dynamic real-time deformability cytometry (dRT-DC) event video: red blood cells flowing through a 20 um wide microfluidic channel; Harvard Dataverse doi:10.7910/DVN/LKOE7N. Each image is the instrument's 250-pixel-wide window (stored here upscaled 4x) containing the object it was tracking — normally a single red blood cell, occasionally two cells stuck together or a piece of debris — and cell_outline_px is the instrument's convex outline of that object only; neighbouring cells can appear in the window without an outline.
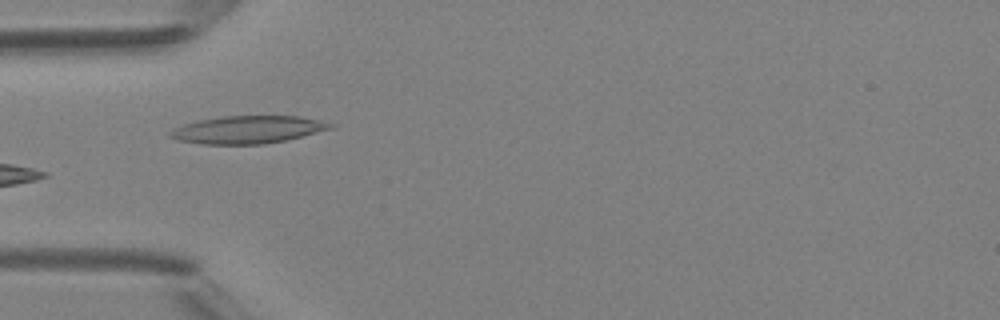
{"species": "Egyptian fruit bat (a non-hibernating species)", "species_latin": "Rousettus aegyptiacus", "temperature_condition": "room temperature", "stored_images_in_passage": 6, "camera_frame_rate_fps": 3000, "um_per_image_px": 0.085, "animal": {"sex": "female"}, "frame": {"image": 1, "passage_image": 4, "time_ms": 3.667, "image_size_px": [1000, 320], "cell_outline_px": [[336, 124], [332, 128], [284, 140], [264, 144], [200, 144], [176, 140], [168, 136], [168, 132], [172, 128], [196, 120], [224, 116], [300, 116]], "centroid_in_image_um": [20.97, 11.02], "position_along_channel_um": 64.0, "area_um2": 25.78}}
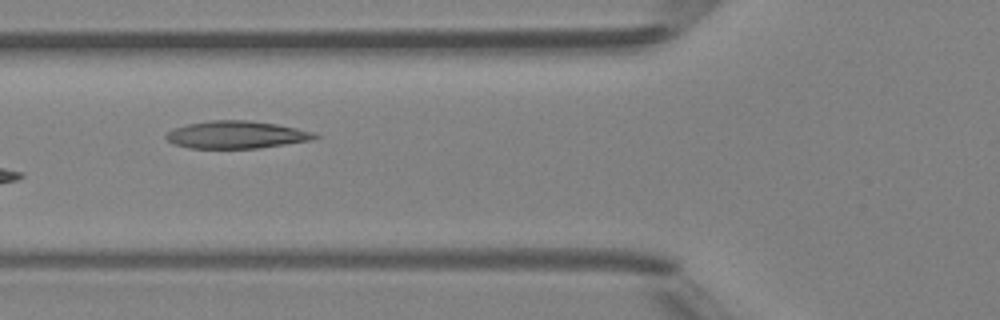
{"frame": {"image": 2, "passage_image": 5, "time_ms": 4.667, "image_size_px": [1000, 320], "cell_outline_px": [[320, 136], [312, 140], [260, 148], [188, 148], [172, 144], [164, 136], [172, 128], [188, 124], [212, 120], [248, 120], [276, 124], [296, 128], [312, 132]], "centroid_in_image_um": [20.06, 11.46], "position_along_channel_um": 105.7, "area_um2": 23.81}}
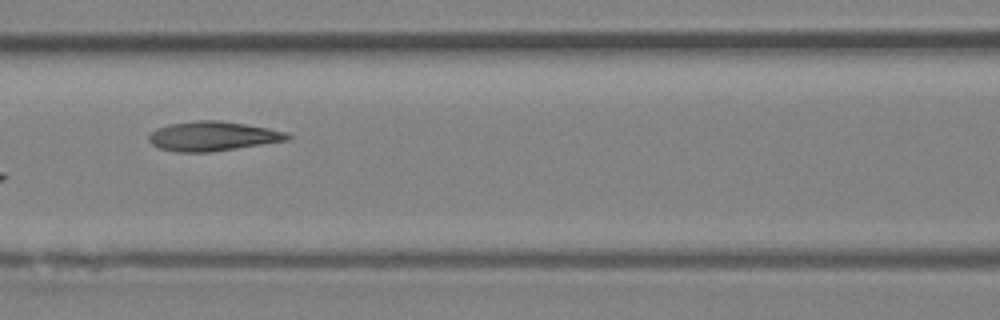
{"frame": {"image": 3, "passage_image": 6, "time_ms": 5.667, "image_size_px": [1000, 320], "cell_outline_px": [[292, 136], [288, 140], [236, 148], [208, 152], [176, 152], [160, 148], [152, 144], [148, 140], [148, 136], [156, 128], [168, 124], [196, 120], [220, 120], [268, 128], [284, 132]], "centroid_in_image_um": [18.04, 11.57], "position_along_channel_um": 148.6, "area_um2": 23.64}}